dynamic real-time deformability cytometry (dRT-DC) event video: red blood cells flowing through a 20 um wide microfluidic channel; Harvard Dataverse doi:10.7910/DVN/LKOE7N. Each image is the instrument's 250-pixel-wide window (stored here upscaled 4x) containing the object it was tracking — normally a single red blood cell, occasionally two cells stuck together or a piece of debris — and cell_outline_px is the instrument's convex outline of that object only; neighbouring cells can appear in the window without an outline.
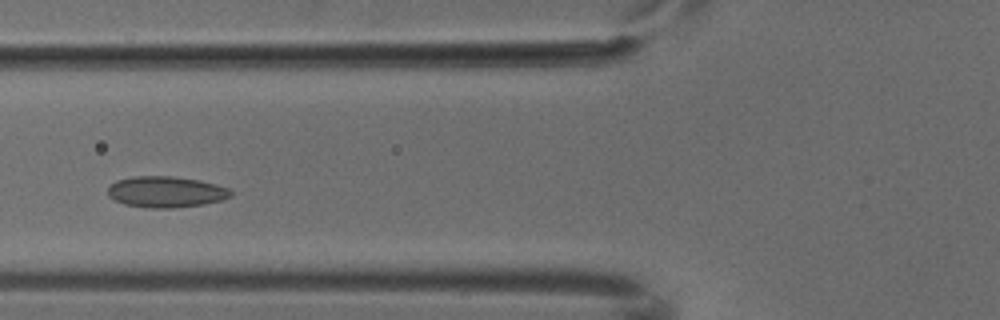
{"species": "common noctule bat (a hibernating species)", "species_latin": "Nyctalus noctula", "temperature_condition": "cold", "stored_images_in_passage": 5, "camera_frame_rate_fps": 3000, "um_per_image_px": 0.085, "animal": {"sex": "male", "body_mass_g": 18.8}, "frame": {"image": 1, "passage_image": 5, "time_ms": 1.333, "image_size_px": [1000, 320], "cell_outline_px": [[232, 196], [224, 200], [204, 204], [176, 208], [148, 208], [124, 204], [108, 196], [108, 188], [116, 180], [136, 176], [172, 176], [200, 180], [216, 184], [228, 188], [232, 192]], "centroid_in_image_um": [14.14, 16.31], "position_along_channel_um": 111.7, "area_um2": 22.43}}